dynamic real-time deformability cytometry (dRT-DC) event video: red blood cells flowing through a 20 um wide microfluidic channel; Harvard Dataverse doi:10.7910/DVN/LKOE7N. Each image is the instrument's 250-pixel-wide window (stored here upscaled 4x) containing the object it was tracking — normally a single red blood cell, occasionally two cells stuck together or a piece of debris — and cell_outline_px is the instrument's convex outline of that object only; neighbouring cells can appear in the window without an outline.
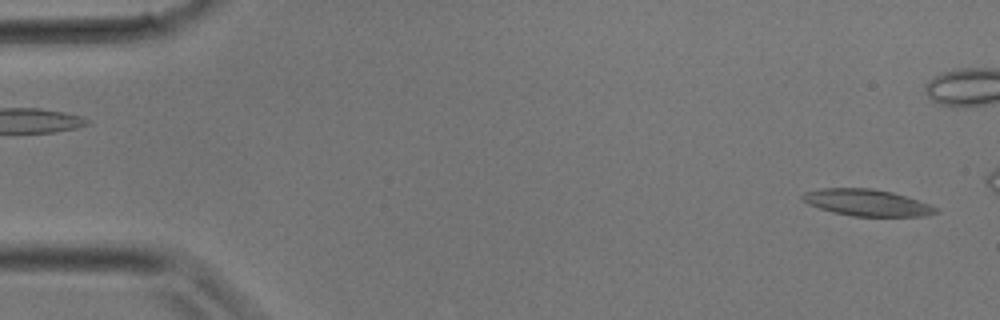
{"species": "common noctule bat (a hibernating species)", "species_latin": "Nyctalus noctula", "temperature_condition": "room temperature", "stored_images_in_passage": 8, "camera_frame_rate_fps": 3000, "um_per_image_px": 0.085, "animal": {"sex": "male", "body_mass_g": 17.9}, "frame": {"image": 1, "passage_image": 1, "time_ms": 0.0, "image_size_px": [1000, 320], "cell_outline_px": [[940, 212], [924, 216], [852, 216], [832, 212], [808, 204], [800, 196], [804, 192], [824, 188], [872, 188], [892, 192], [928, 204], [936, 208]], "centroid_in_image_um": [73.66, 17.22], "position_along_channel_um": 11.3, "area_um2": 20.46}}